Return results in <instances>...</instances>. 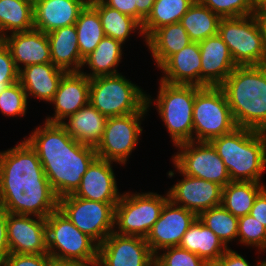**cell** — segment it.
I'll return each mask as SVG.
<instances>
[{
	"instance_id": "83f0119b",
	"label": "cell",
	"mask_w": 266,
	"mask_h": 266,
	"mask_svg": "<svg viewBox=\"0 0 266 266\" xmlns=\"http://www.w3.org/2000/svg\"><path fill=\"white\" fill-rule=\"evenodd\" d=\"M146 42L160 67L171 55L181 51L192 41L186 29L178 22L156 29Z\"/></svg>"
},
{
	"instance_id": "44dd1931",
	"label": "cell",
	"mask_w": 266,
	"mask_h": 266,
	"mask_svg": "<svg viewBox=\"0 0 266 266\" xmlns=\"http://www.w3.org/2000/svg\"><path fill=\"white\" fill-rule=\"evenodd\" d=\"M89 0H33L34 28L49 33L74 25Z\"/></svg>"
},
{
	"instance_id": "d6986e66",
	"label": "cell",
	"mask_w": 266,
	"mask_h": 266,
	"mask_svg": "<svg viewBox=\"0 0 266 266\" xmlns=\"http://www.w3.org/2000/svg\"><path fill=\"white\" fill-rule=\"evenodd\" d=\"M90 79L83 72H67L52 99L55 116L47 122L61 123L89 103Z\"/></svg>"
},
{
	"instance_id": "ba28073f",
	"label": "cell",
	"mask_w": 266,
	"mask_h": 266,
	"mask_svg": "<svg viewBox=\"0 0 266 266\" xmlns=\"http://www.w3.org/2000/svg\"><path fill=\"white\" fill-rule=\"evenodd\" d=\"M196 85L169 84L161 80L157 106L175 145L194 141L193 105Z\"/></svg>"
},
{
	"instance_id": "4fadbf2b",
	"label": "cell",
	"mask_w": 266,
	"mask_h": 266,
	"mask_svg": "<svg viewBox=\"0 0 266 266\" xmlns=\"http://www.w3.org/2000/svg\"><path fill=\"white\" fill-rule=\"evenodd\" d=\"M184 142L176 146L182 148L175 157V167L182 173L199 179L218 183L225 187L231 179L221 157L210 142Z\"/></svg>"
},
{
	"instance_id": "74e56055",
	"label": "cell",
	"mask_w": 266,
	"mask_h": 266,
	"mask_svg": "<svg viewBox=\"0 0 266 266\" xmlns=\"http://www.w3.org/2000/svg\"><path fill=\"white\" fill-rule=\"evenodd\" d=\"M27 106V95L18 81L8 86L0 94V110L7 116H24Z\"/></svg>"
},
{
	"instance_id": "484cf974",
	"label": "cell",
	"mask_w": 266,
	"mask_h": 266,
	"mask_svg": "<svg viewBox=\"0 0 266 266\" xmlns=\"http://www.w3.org/2000/svg\"><path fill=\"white\" fill-rule=\"evenodd\" d=\"M107 117L94 108L90 102L69 116V122L62 125L71 137L83 145L96 148L99 144Z\"/></svg>"
},
{
	"instance_id": "7402d4cb",
	"label": "cell",
	"mask_w": 266,
	"mask_h": 266,
	"mask_svg": "<svg viewBox=\"0 0 266 266\" xmlns=\"http://www.w3.org/2000/svg\"><path fill=\"white\" fill-rule=\"evenodd\" d=\"M11 34L10 37L5 36L2 40L8 46L18 71L21 70L19 62L23 63L24 67L51 62L50 45L46 33L34 28Z\"/></svg>"
},
{
	"instance_id": "52a82bcc",
	"label": "cell",
	"mask_w": 266,
	"mask_h": 266,
	"mask_svg": "<svg viewBox=\"0 0 266 266\" xmlns=\"http://www.w3.org/2000/svg\"><path fill=\"white\" fill-rule=\"evenodd\" d=\"M237 128L224 91L220 86L201 87L193 105V131L197 143L231 133Z\"/></svg>"
},
{
	"instance_id": "f907efd6",
	"label": "cell",
	"mask_w": 266,
	"mask_h": 266,
	"mask_svg": "<svg viewBox=\"0 0 266 266\" xmlns=\"http://www.w3.org/2000/svg\"><path fill=\"white\" fill-rule=\"evenodd\" d=\"M252 1L255 3V5L266 2V0H252Z\"/></svg>"
},
{
	"instance_id": "816d5d0a",
	"label": "cell",
	"mask_w": 266,
	"mask_h": 266,
	"mask_svg": "<svg viewBox=\"0 0 266 266\" xmlns=\"http://www.w3.org/2000/svg\"><path fill=\"white\" fill-rule=\"evenodd\" d=\"M207 266H221L218 262L208 263Z\"/></svg>"
},
{
	"instance_id": "3957f363",
	"label": "cell",
	"mask_w": 266,
	"mask_h": 266,
	"mask_svg": "<svg viewBox=\"0 0 266 266\" xmlns=\"http://www.w3.org/2000/svg\"><path fill=\"white\" fill-rule=\"evenodd\" d=\"M220 87L237 127L266 132V65L237 66Z\"/></svg>"
},
{
	"instance_id": "bcb514c9",
	"label": "cell",
	"mask_w": 266,
	"mask_h": 266,
	"mask_svg": "<svg viewBox=\"0 0 266 266\" xmlns=\"http://www.w3.org/2000/svg\"><path fill=\"white\" fill-rule=\"evenodd\" d=\"M266 261H263L257 266H262ZM218 263L221 266H250L249 263L235 251L227 249V251L219 258Z\"/></svg>"
},
{
	"instance_id": "f35d334b",
	"label": "cell",
	"mask_w": 266,
	"mask_h": 266,
	"mask_svg": "<svg viewBox=\"0 0 266 266\" xmlns=\"http://www.w3.org/2000/svg\"><path fill=\"white\" fill-rule=\"evenodd\" d=\"M237 236L241 243L266 248V227L250 214L238 218Z\"/></svg>"
},
{
	"instance_id": "cb8c5ba5",
	"label": "cell",
	"mask_w": 266,
	"mask_h": 266,
	"mask_svg": "<svg viewBox=\"0 0 266 266\" xmlns=\"http://www.w3.org/2000/svg\"><path fill=\"white\" fill-rule=\"evenodd\" d=\"M67 72L56 67L52 62L34 64L19 71V82L28 94H33L40 100L52 101L59 83ZM28 93V94H27Z\"/></svg>"
},
{
	"instance_id": "30bf717a",
	"label": "cell",
	"mask_w": 266,
	"mask_h": 266,
	"mask_svg": "<svg viewBox=\"0 0 266 266\" xmlns=\"http://www.w3.org/2000/svg\"><path fill=\"white\" fill-rule=\"evenodd\" d=\"M117 203L91 201L69 194L59 198L58 209L100 245L114 231Z\"/></svg>"
},
{
	"instance_id": "ffe728a7",
	"label": "cell",
	"mask_w": 266,
	"mask_h": 266,
	"mask_svg": "<svg viewBox=\"0 0 266 266\" xmlns=\"http://www.w3.org/2000/svg\"><path fill=\"white\" fill-rule=\"evenodd\" d=\"M117 191L111 161L96 158L73 195L91 201L118 202L121 196Z\"/></svg>"
},
{
	"instance_id": "d590c367",
	"label": "cell",
	"mask_w": 266,
	"mask_h": 266,
	"mask_svg": "<svg viewBox=\"0 0 266 266\" xmlns=\"http://www.w3.org/2000/svg\"><path fill=\"white\" fill-rule=\"evenodd\" d=\"M197 217L219 237L226 247L227 242L235 237L237 238L238 217L234 216L222 205L205 210Z\"/></svg>"
},
{
	"instance_id": "d4e9b609",
	"label": "cell",
	"mask_w": 266,
	"mask_h": 266,
	"mask_svg": "<svg viewBox=\"0 0 266 266\" xmlns=\"http://www.w3.org/2000/svg\"><path fill=\"white\" fill-rule=\"evenodd\" d=\"M51 62L66 72H80L83 59L80 56L75 25L57 28L47 33ZM75 65L72 69L70 65Z\"/></svg>"
},
{
	"instance_id": "e0dca14e",
	"label": "cell",
	"mask_w": 266,
	"mask_h": 266,
	"mask_svg": "<svg viewBox=\"0 0 266 266\" xmlns=\"http://www.w3.org/2000/svg\"><path fill=\"white\" fill-rule=\"evenodd\" d=\"M183 175L185 178L168 192L169 199L176 206L181 202L183 203L182 207L198 216L205 210L221 205V185L205 179Z\"/></svg>"
},
{
	"instance_id": "681fc988",
	"label": "cell",
	"mask_w": 266,
	"mask_h": 266,
	"mask_svg": "<svg viewBox=\"0 0 266 266\" xmlns=\"http://www.w3.org/2000/svg\"><path fill=\"white\" fill-rule=\"evenodd\" d=\"M50 266H89V265L75 261H60L53 259L51 261Z\"/></svg>"
},
{
	"instance_id": "ac0fdd59",
	"label": "cell",
	"mask_w": 266,
	"mask_h": 266,
	"mask_svg": "<svg viewBox=\"0 0 266 266\" xmlns=\"http://www.w3.org/2000/svg\"><path fill=\"white\" fill-rule=\"evenodd\" d=\"M201 52L200 87L220 86L237 67L219 34L198 42Z\"/></svg>"
},
{
	"instance_id": "7a4b0ae2",
	"label": "cell",
	"mask_w": 266,
	"mask_h": 266,
	"mask_svg": "<svg viewBox=\"0 0 266 266\" xmlns=\"http://www.w3.org/2000/svg\"><path fill=\"white\" fill-rule=\"evenodd\" d=\"M36 151L58 198L73 194L91 163L95 148L74 140L61 123L47 122L26 140Z\"/></svg>"
},
{
	"instance_id": "d6a6232c",
	"label": "cell",
	"mask_w": 266,
	"mask_h": 266,
	"mask_svg": "<svg viewBox=\"0 0 266 266\" xmlns=\"http://www.w3.org/2000/svg\"><path fill=\"white\" fill-rule=\"evenodd\" d=\"M123 43L119 40L105 36L94 51L88 55L84 64H88L93 73L86 75L89 79L98 76L116 75L119 74L115 69H111L118 65L121 59V45Z\"/></svg>"
},
{
	"instance_id": "2e32d148",
	"label": "cell",
	"mask_w": 266,
	"mask_h": 266,
	"mask_svg": "<svg viewBox=\"0 0 266 266\" xmlns=\"http://www.w3.org/2000/svg\"><path fill=\"white\" fill-rule=\"evenodd\" d=\"M33 220L29 215L7 212V237L10 253H48L46 238V218Z\"/></svg>"
},
{
	"instance_id": "f546056e",
	"label": "cell",
	"mask_w": 266,
	"mask_h": 266,
	"mask_svg": "<svg viewBox=\"0 0 266 266\" xmlns=\"http://www.w3.org/2000/svg\"><path fill=\"white\" fill-rule=\"evenodd\" d=\"M264 188L257 182L231 181L222 187L221 205L238 218L245 216Z\"/></svg>"
},
{
	"instance_id": "836d02e7",
	"label": "cell",
	"mask_w": 266,
	"mask_h": 266,
	"mask_svg": "<svg viewBox=\"0 0 266 266\" xmlns=\"http://www.w3.org/2000/svg\"><path fill=\"white\" fill-rule=\"evenodd\" d=\"M195 0H155L152 11L143 22L140 34L146 39L158 28L180 22Z\"/></svg>"
},
{
	"instance_id": "1f68e13d",
	"label": "cell",
	"mask_w": 266,
	"mask_h": 266,
	"mask_svg": "<svg viewBox=\"0 0 266 266\" xmlns=\"http://www.w3.org/2000/svg\"><path fill=\"white\" fill-rule=\"evenodd\" d=\"M74 25L77 30L80 56L84 60L105 37V33L98 12L89 3L79 13Z\"/></svg>"
},
{
	"instance_id": "603a6c76",
	"label": "cell",
	"mask_w": 266,
	"mask_h": 266,
	"mask_svg": "<svg viewBox=\"0 0 266 266\" xmlns=\"http://www.w3.org/2000/svg\"><path fill=\"white\" fill-rule=\"evenodd\" d=\"M160 68L166 74L161 80L166 83L200 86L201 52L198 42H190L171 55Z\"/></svg>"
},
{
	"instance_id": "5bb4252c",
	"label": "cell",
	"mask_w": 266,
	"mask_h": 266,
	"mask_svg": "<svg viewBox=\"0 0 266 266\" xmlns=\"http://www.w3.org/2000/svg\"><path fill=\"white\" fill-rule=\"evenodd\" d=\"M155 266V255L145 238L113 231L98 247L96 266Z\"/></svg>"
},
{
	"instance_id": "8d00e7d4",
	"label": "cell",
	"mask_w": 266,
	"mask_h": 266,
	"mask_svg": "<svg viewBox=\"0 0 266 266\" xmlns=\"http://www.w3.org/2000/svg\"><path fill=\"white\" fill-rule=\"evenodd\" d=\"M221 18L250 16L256 5L252 0H199Z\"/></svg>"
},
{
	"instance_id": "8992f818",
	"label": "cell",
	"mask_w": 266,
	"mask_h": 266,
	"mask_svg": "<svg viewBox=\"0 0 266 266\" xmlns=\"http://www.w3.org/2000/svg\"><path fill=\"white\" fill-rule=\"evenodd\" d=\"M146 95L120 74L90 79L89 102L107 118L139 112Z\"/></svg>"
},
{
	"instance_id": "6da1fadb",
	"label": "cell",
	"mask_w": 266,
	"mask_h": 266,
	"mask_svg": "<svg viewBox=\"0 0 266 266\" xmlns=\"http://www.w3.org/2000/svg\"><path fill=\"white\" fill-rule=\"evenodd\" d=\"M36 151L25 140L0 153V207L12 214L47 218L58 209Z\"/></svg>"
},
{
	"instance_id": "f6af8a7d",
	"label": "cell",
	"mask_w": 266,
	"mask_h": 266,
	"mask_svg": "<svg viewBox=\"0 0 266 266\" xmlns=\"http://www.w3.org/2000/svg\"><path fill=\"white\" fill-rule=\"evenodd\" d=\"M107 6L136 19L135 0H102Z\"/></svg>"
},
{
	"instance_id": "e575fe53",
	"label": "cell",
	"mask_w": 266,
	"mask_h": 266,
	"mask_svg": "<svg viewBox=\"0 0 266 266\" xmlns=\"http://www.w3.org/2000/svg\"><path fill=\"white\" fill-rule=\"evenodd\" d=\"M89 4L98 12L105 36L123 43L132 30L139 27L142 31V25L135 18L107 6L102 0H89Z\"/></svg>"
},
{
	"instance_id": "f1b7e54d",
	"label": "cell",
	"mask_w": 266,
	"mask_h": 266,
	"mask_svg": "<svg viewBox=\"0 0 266 266\" xmlns=\"http://www.w3.org/2000/svg\"><path fill=\"white\" fill-rule=\"evenodd\" d=\"M220 20L219 15L195 0L179 23L186 29L191 41L200 42L218 34Z\"/></svg>"
},
{
	"instance_id": "7c38bea8",
	"label": "cell",
	"mask_w": 266,
	"mask_h": 266,
	"mask_svg": "<svg viewBox=\"0 0 266 266\" xmlns=\"http://www.w3.org/2000/svg\"><path fill=\"white\" fill-rule=\"evenodd\" d=\"M150 102L146 97V105L139 112L107 118L102 138L95 148L97 158L125 164L142 132L139 120Z\"/></svg>"
},
{
	"instance_id": "8fae6325",
	"label": "cell",
	"mask_w": 266,
	"mask_h": 266,
	"mask_svg": "<svg viewBox=\"0 0 266 266\" xmlns=\"http://www.w3.org/2000/svg\"><path fill=\"white\" fill-rule=\"evenodd\" d=\"M158 194L145 193L121 195L115 206V223L119 225L117 234L146 238L150 229L161 215L169 199Z\"/></svg>"
},
{
	"instance_id": "9c48e42d",
	"label": "cell",
	"mask_w": 266,
	"mask_h": 266,
	"mask_svg": "<svg viewBox=\"0 0 266 266\" xmlns=\"http://www.w3.org/2000/svg\"><path fill=\"white\" fill-rule=\"evenodd\" d=\"M218 34L227 44L236 66L266 65L262 32L254 14L221 18Z\"/></svg>"
},
{
	"instance_id": "ee69618b",
	"label": "cell",
	"mask_w": 266,
	"mask_h": 266,
	"mask_svg": "<svg viewBox=\"0 0 266 266\" xmlns=\"http://www.w3.org/2000/svg\"><path fill=\"white\" fill-rule=\"evenodd\" d=\"M266 227V189L264 188L255 198L249 213Z\"/></svg>"
},
{
	"instance_id": "60d3db41",
	"label": "cell",
	"mask_w": 266,
	"mask_h": 266,
	"mask_svg": "<svg viewBox=\"0 0 266 266\" xmlns=\"http://www.w3.org/2000/svg\"><path fill=\"white\" fill-rule=\"evenodd\" d=\"M19 81V71L15 66L8 46L0 39V94L8 86Z\"/></svg>"
},
{
	"instance_id": "9a60e30c",
	"label": "cell",
	"mask_w": 266,
	"mask_h": 266,
	"mask_svg": "<svg viewBox=\"0 0 266 266\" xmlns=\"http://www.w3.org/2000/svg\"><path fill=\"white\" fill-rule=\"evenodd\" d=\"M197 215L177 206L168 199L162 209L161 215L150 229L145 240L156 256L157 250L179 246L183 235L195 221Z\"/></svg>"
},
{
	"instance_id": "c3c4849f",
	"label": "cell",
	"mask_w": 266,
	"mask_h": 266,
	"mask_svg": "<svg viewBox=\"0 0 266 266\" xmlns=\"http://www.w3.org/2000/svg\"><path fill=\"white\" fill-rule=\"evenodd\" d=\"M254 15L260 26L263 37V44L266 50V2L256 5Z\"/></svg>"
},
{
	"instance_id": "7bdbcfd3",
	"label": "cell",
	"mask_w": 266,
	"mask_h": 266,
	"mask_svg": "<svg viewBox=\"0 0 266 266\" xmlns=\"http://www.w3.org/2000/svg\"><path fill=\"white\" fill-rule=\"evenodd\" d=\"M10 254L7 237V211L0 207V266Z\"/></svg>"
},
{
	"instance_id": "b9f144b4",
	"label": "cell",
	"mask_w": 266,
	"mask_h": 266,
	"mask_svg": "<svg viewBox=\"0 0 266 266\" xmlns=\"http://www.w3.org/2000/svg\"><path fill=\"white\" fill-rule=\"evenodd\" d=\"M53 258L48 254L10 253L2 266H50Z\"/></svg>"
},
{
	"instance_id": "4dcf8cb0",
	"label": "cell",
	"mask_w": 266,
	"mask_h": 266,
	"mask_svg": "<svg viewBox=\"0 0 266 266\" xmlns=\"http://www.w3.org/2000/svg\"><path fill=\"white\" fill-rule=\"evenodd\" d=\"M31 29H34L33 0H0V39L5 37V30L15 33Z\"/></svg>"
},
{
	"instance_id": "5b68a950",
	"label": "cell",
	"mask_w": 266,
	"mask_h": 266,
	"mask_svg": "<svg viewBox=\"0 0 266 266\" xmlns=\"http://www.w3.org/2000/svg\"><path fill=\"white\" fill-rule=\"evenodd\" d=\"M46 238L48 254L53 259L96 266L99 245L81 232L59 209L46 218Z\"/></svg>"
},
{
	"instance_id": "7dc6e473",
	"label": "cell",
	"mask_w": 266,
	"mask_h": 266,
	"mask_svg": "<svg viewBox=\"0 0 266 266\" xmlns=\"http://www.w3.org/2000/svg\"><path fill=\"white\" fill-rule=\"evenodd\" d=\"M155 0H135L136 20L142 25L150 15Z\"/></svg>"
},
{
	"instance_id": "277c9868",
	"label": "cell",
	"mask_w": 266,
	"mask_h": 266,
	"mask_svg": "<svg viewBox=\"0 0 266 266\" xmlns=\"http://www.w3.org/2000/svg\"><path fill=\"white\" fill-rule=\"evenodd\" d=\"M210 143L223 160L231 181L259 183L266 165V132L237 127Z\"/></svg>"
},
{
	"instance_id": "4316f807",
	"label": "cell",
	"mask_w": 266,
	"mask_h": 266,
	"mask_svg": "<svg viewBox=\"0 0 266 266\" xmlns=\"http://www.w3.org/2000/svg\"><path fill=\"white\" fill-rule=\"evenodd\" d=\"M179 246L198 255L208 263L218 262L219 258L228 249L219 237L207 228L198 217L183 235Z\"/></svg>"
},
{
	"instance_id": "ab89813d",
	"label": "cell",
	"mask_w": 266,
	"mask_h": 266,
	"mask_svg": "<svg viewBox=\"0 0 266 266\" xmlns=\"http://www.w3.org/2000/svg\"><path fill=\"white\" fill-rule=\"evenodd\" d=\"M166 254L155 256V266H207L208 262L180 246L166 248Z\"/></svg>"
}]
</instances>
